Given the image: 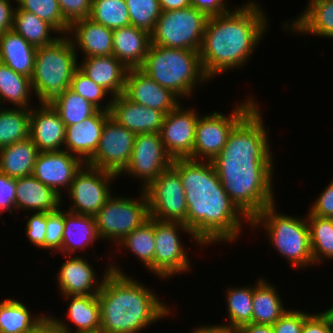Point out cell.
Returning <instances> with one entry per match:
<instances>
[{
    "instance_id": "cell-1",
    "label": "cell",
    "mask_w": 333,
    "mask_h": 333,
    "mask_svg": "<svg viewBox=\"0 0 333 333\" xmlns=\"http://www.w3.org/2000/svg\"><path fill=\"white\" fill-rule=\"evenodd\" d=\"M262 114L257 103L235 125L211 161L230 200L250 221L276 201L275 159Z\"/></svg>"
},
{
    "instance_id": "cell-2",
    "label": "cell",
    "mask_w": 333,
    "mask_h": 333,
    "mask_svg": "<svg viewBox=\"0 0 333 333\" xmlns=\"http://www.w3.org/2000/svg\"><path fill=\"white\" fill-rule=\"evenodd\" d=\"M171 167L184 187L186 226L204 248L237 242L246 224L250 229V220L230 200L211 161L177 158Z\"/></svg>"
},
{
    "instance_id": "cell-3",
    "label": "cell",
    "mask_w": 333,
    "mask_h": 333,
    "mask_svg": "<svg viewBox=\"0 0 333 333\" xmlns=\"http://www.w3.org/2000/svg\"><path fill=\"white\" fill-rule=\"evenodd\" d=\"M268 17L258 1L249 0L208 18L199 54L211 81L248 64L268 32Z\"/></svg>"
},
{
    "instance_id": "cell-4",
    "label": "cell",
    "mask_w": 333,
    "mask_h": 333,
    "mask_svg": "<svg viewBox=\"0 0 333 333\" xmlns=\"http://www.w3.org/2000/svg\"><path fill=\"white\" fill-rule=\"evenodd\" d=\"M109 264L111 271L97 294L100 333H142L147 327L174 315V308L160 299L150 286L126 274L120 264L114 261Z\"/></svg>"
},
{
    "instance_id": "cell-5",
    "label": "cell",
    "mask_w": 333,
    "mask_h": 333,
    "mask_svg": "<svg viewBox=\"0 0 333 333\" xmlns=\"http://www.w3.org/2000/svg\"><path fill=\"white\" fill-rule=\"evenodd\" d=\"M139 69L181 101L191 100L198 86L211 81L203 70L199 51L188 49L150 44Z\"/></svg>"
},
{
    "instance_id": "cell-6",
    "label": "cell",
    "mask_w": 333,
    "mask_h": 333,
    "mask_svg": "<svg viewBox=\"0 0 333 333\" xmlns=\"http://www.w3.org/2000/svg\"><path fill=\"white\" fill-rule=\"evenodd\" d=\"M276 206L275 202L266 206L250 221V229L254 231L262 227L268 244L290 267L300 270L315 266L306 213L304 218H299L278 212Z\"/></svg>"
},
{
    "instance_id": "cell-7",
    "label": "cell",
    "mask_w": 333,
    "mask_h": 333,
    "mask_svg": "<svg viewBox=\"0 0 333 333\" xmlns=\"http://www.w3.org/2000/svg\"><path fill=\"white\" fill-rule=\"evenodd\" d=\"M77 53L68 35L54 43L37 47L31 86L41 106H52L70 88L73 73L78 68Z\"/></svg>"
},
{
    "instance_id": "cell-8",
    "label": "cell",
    "mask_w": 333,
    "mask_h": 333,
    "mask_svg": "<svg viewBox=\"0 0 333 333\" xmlns=\"http://www.w3.org/2000/svg\"><path fill=\"white\" fill-rule=\"evenodd\" d=\"M138 190L137 199L113 193L94 216L101 241H110L116 246L131 231L150 219L145 192Z\"/></svg>"
},
{
    "instance_id": "cell-9",
    "label": "cell",
    "mask_w": 333,
    "mask_h": 333,
    "mask_svg": "<svg viewBox=\"0 0 333 333\" xmlns=\"http://www.w3.org/2000/svg\"><path fill=\"white\" fill-rule=\"evenodd\" d=\"M208 16L193 6L161 12L151 44L200 51Z\"/></svg>"
},
{
    "instance_id": "cell-10",
    "label": "cell",
    "mask_w": 333,
    "mask_h": 333,
    "mask_svg": "<svg viewBox=\"0 0 333 333\" xmlns=\"http://www.w3.org/2000/svg\"><path fill=\"white\" fill-rule=\"evenodd\" d=\"M188 234L196 246H204L196 239L193 232L181 222L159 221L154 219L155 253L154 275L165 281L175 275L192 271L191 260L180 234ZM180 236V237H179ZM181 238V239H180Z\"/></svg>"
},
{
    "instance_id": "cell-11",
    "label": "cell",
    "mask_w": 333,
    "mask_h": 333,
    "mask_svg": "<svg viewBox=\"0 0 333 333\" xmlns=\"http://www.w3.org/2000/svg\"><path fill=\"white\" fill-rule=\"evenodd\" d=\"M246 97L242 102L240 100L232 106L229 114L217 110L209 114H200L190 159L212 161L221 152L235 125L257 104L252 94Z\"/></svg>"
},
{
    "instance_id": "cell-12",
    "label": "cell",
    "mask_w": 333,
    "mask_h": 333,
    "mask_svg": "<svg viewBox=\"0 0 333 333\" xmlns=\"http://www.w3.org/2000/svg\"><path fill=\"white\" fill-rule=\"evenodd\" d=\"M117 179L114 173L85 164L66 192L72 203L68 211L95 216L113 194L112 183Z\"/></svg>"
},
{
    "instance_id": "cell-13",
    "label": "cell",
    "mask_w": 333,
    "mask_h": 333,
    "mask_svg": "<svg viewBox=\"0 0 333 333\" xmlns=\"http://www.w3.org/2000/svg\"><path fill=\"white\" fill-rule=\"evenodd\" d=\"M150 217L186 225L187 202L179 174L169 167L144 189Z\"/></svg>"
},
{
    "instance_id": "cell-14",
    "label": "cell",
    "mask_w": 333,
    "mask_h": 333,
    "mask_svg": "<svg viewBox=\"0 0 333 333\" xmlns=\"http://www.w3.org/2000/svg\"><path fill=\"white\" fill-rule=\"evenodd\" d=\"M172 161L160 133L136 134L130 161L118 177L137 178L136 180L141 182V187L138 188L144 190L163 171L172 166Z\"/></svg>"
},
{
    "instance_id": "cell-15",
    "label": "cell",
    "mask_w": 333,
    "mask_h": 333,
    "mask_svg": "<svg viewBox=\"0 0 333 333\" xmlns=\"http://www.w3.org/2000/svg\"><path fill=\"white\" fill-rule=\"evenodd\" d=\"M135 137L110 116L103 126L98 149L86 164L119 176L130 161Z\"/></svg>"
},
{
    "instance_id": "cell-16",
    "label": "cell",
    "mask_w": 333,
    "mask_h": 333,
    "mask_svg": "<svg viewBox=\"0 0 333 333\" xmlns=\"http://www.w3.org/2000/svg\"><path fill=\"white\" fill-rule=\"evenodd\" d=\"M180 103L165 115L160 131L166 152L172 159L189 158L193 153L199 112Z\"/></svg>"
},
{
    "instance_id": "cell-17",
    "label": "cell",
    "mask_w": 333,
    "mask_h": 333,
    "mask_svg": "<svg viewBox=\"0 0 333 333\" xmlns=\"http://www.w3.org/2000/svg\"><path fill=\"white\" fill-rule=\"evenodd\" d=\"M62 257L67 259L58 268L56 274V283L60 294L62 296L97 295L106 276L111 271L110 264L103 271L99 281L96 269H94L90 260H87L83 255H64Z\"/></svg>"
},
{
    "instance_id": "cell-18",
    "label": "cell",
    "mask_w": 333,
    "mask_h": 333,
    "mask_svg": "<svg viewBox=\"0 0 333 333\" xmlns=\"http://www.w3.org/2000/svg\"><path fill=\"white\" fill-rule=\"evenodd\" d=\"M86 163L68 151L39 152L32 175L63 197L76 174Z\"/></svg>"
},
{
    "instance_id": "cell-19",
    "label": "cell",
    "mask_w": 333,
    "mask_h": 333,
    "mask_svg": "<svg viewBox=\"0 0 333 333\" xmlns=\"http://www.w3.org/2000/svg\"><path fill=\"white\" fill-rule=\"evenodd\" d=\"M123 95L136 104L157 109L165 115L181 103L174 93L159 85L139 68L128 69Z\"/></svg>"
},
{
    "instance_id": "cell-20",
    "label": "cell",
    "mask_w": 333,
    "mask_h": 333,
    "mask_svg": "<svg viewBox=\"0 0 333 333\" xmlns=\"http://www.w3.org/2000/svg\"><path fill=\"white\" fill-rule=\"evenodd\" d=\"M66 126L52 106L34 105L30 110L29 138L39 152L64 150Z\"/></svg>"
},
{
    "instance_id": "cell-21",
    "label": "cell",
    "mask_w": 333,
    "mask_h": 333,
    "mask_svg": "<svg viewBox=\"0 0 333 333\" xmlns=\"http://www.w3.org/2000/svg\"><path fill=\"white\" fill-rule=\"evenodd\" d=\"M110 115L135 134L160 133L165 117L163 112L136 104L123 94L112 97Z\"/></svg>"
},
{
    "instance_id": "cell-22",
    "label": "cell",
    "mask_w": 333,
    "mask_h": 333,
    "mask_svg": "<svg viewBox=\"0 0 333 333\" xmlns=\"http://www.w3.org/2000/svg\"><path fill=\"white\" fill-rule=\"evenodd\" d=\"M110 112L98 110L84 121L66 126L64 150L87 163L98 149L101 133Z\"/></svg>"
},
{
    "instance_id": "cell-23",
    "label": "cell",
    "mask_w": 333,
    "mask_h": 333,
    "mask_svg": "<svg viewBox=\"0 0 333 333\" xmlns=\"http://www.w3.org/2000/svg\"><path fill=\"white\" fill-rule=\"evenodd\" d=\"M299 16L283 21L282 29L302 36L312 35L333 40V0H308Z\"/></svg>"
},
{
    "instance_id": "cell-24",
    "label": "cell",
    "mask_w": 333,
    "mask_h": 333,
    "mask_svg": "<svg viewBox=\"0 0 333 333\" xmlns=\"http://www.w3.org/2000/svg\"><path fill=\"white\" fill-rule=\"evenodd\" d=\"M68 36L71 38L77 56L97 57L112 55L113 30L98 24L89 17L74 21Z\"/></svg>"
},
{
    "instance_id": "cell-25",
    "label": "cell",
    "mask_w": 333,
    "mask_h": 333,
    "mask_svg": "<svg viewBox=\"0 0 333 333\" xmlns=\"http://www.w3.org/2000/svg\"><path fill=\"white\" fill-rule=\"evenodd\" d=\"M64 199L53 189L44 185L33 175L16 179V211L46 212L57 211ZM62 202V203H61Z\"/></svg>"
},
{
    "instance_id": "cell-26",
    "label": "cell",
    "mask_w": 333,
    "mask_h": 333,
    "mask_svg": "<svg viewBox=\"0 0 333 333\" xmlns=\"http://www.w3.org/2000/svg\"><path fill=\"white\" fill-rule=\"evenodd\" d=\"M69 304L67 307V322L60 317L48 316L61 328L70 333H100V302L97 295L62 296ZM74 325L75 331L71 328Z\"/></svg>"
},
{
    "instance_id": "cell-27",
    "label": "cell",
    "mask_w": 333,
    "mask_h": 333,
    "mask_svg": "<svg viewBox=\"0 0 333 333\" xmlns=\"http://www.w3.org/2000/svg\"><path fill=\"white\" fill-rule=\"evenodd\" d=\"M78 68L110 96L123 94L128 68L115 56L82 57Z\"/></svg>"
},
{
    "instance_id": "cell-28",
    "label": "cell",
    "mask_w": 333,
    "mask_h": 333,
    "mask_svg": "<svg viewBox=\"0 0 333 333\" xmlns=\"http://www.w3.org/2000/svg\"><path fill=\"white\" fill-rule=\"evenodd\" d=\"M64 210V232L62 247L59 254L78 255V251L85 253L101 238L98 233L95 218L91 215L76 214Z\"/></svg>"
},
{
    "instance_id": "cell-29",
    "label": "cell",
    "mask_w": 333,
    "mask_h": 333,
    "mask_svg": "<svg viewBox=\"0 0 333 333\" xmlns=\"http://www.w3.org/2000/svg\"><path fill=\"white\" fill-rule=\"evenodd\" d=\"M151 44L150 34L133 25L113 30L112 55L128 69L140 68Z\"/></svg>"
},
{
    "instance_id": "cell-30",
    "label": "cell",
    "mask_w": 333,
    "mask_h": 333,
    "mask_svg": "<svg viewBox=\"0 0 333 333\" xmlns=\"http://www.w3.org/2000/svg\"><path fill=\"white\" fill-rule=\"evenodd\" d=\"M36 49L13 29L0 34V62L29 78L34 71Z\"/></svg>"
},
{
    "instance_id": "cell-31",
    "label": "cell",
    "mask_w": 333,
    "mask_h": 333,
    "mask_svg": "<svg viewBox=\"0 0 333 333\" xmlns=\"http://www.w3.org/2000/svg\"><path fill=\"white\" fill-rule=\"evenodd\" d=\"M256 280L253 284L252 323L273 325L288 308L276 290L277 286L261 276Z\"/></svg>"
},
{
    "instance_id": "cell-32",
    "label": "cell",
    "mask_w": 333,
    "mask_h": 333,
    "mask_svg": "<svg viewBox=\"0 0 333 333\" xmlns=\"http://www.w3.org/2000/svg\"><path fill=\"white\" fill-rule=\"evenodd\" d=\"M33 314L23 301L5 298L0 301V332L34 333L48 314Z\"/></svg>"
},
{
    "instance_id": "cell-33",
    "label": "cell",
    "mask_w": 333,
    "mask_h": 333,
    "mask_svg": "<svg viewBox=\"0 0 333 333\" xmlns=\"http://www.w3.org/2000/svg\"><path fill=\"white\" fill-rule=\"evenodd\" d=\"M39 151L30 138L0 148V172L10 178L32 175Z\"/></svg>"
},
{
    "instance_id": "cell-34",
    "label": "cell",
    "mask_w": 333,
    "mask_h": 333,
    "mask_svg": "<svg viewBox=\"0 0 333 333\" xmlns=\"http://www.w3.org/2000/svg\"><path fill=\"white\" fill-rule=\"evenodd\" d=\"M34 96L31 78L15 72L9 66L0 62V104L7 107L9 103L13 108L33 107L31 96ZM8 101V102H7ZM5 102V103H4ZM5 104V105H4Z\"/></svg>"
},
{
    "instance_id": "cell-35",
    "label": "cell",
    "mask_w": 333,
    "mask_h": 333,
    "mask_svg": "<svg viewBox=\"0 0 333 333\" xmlns=\"http://www.w3.org/2000/svg\"><path fill=\"white\" fill-rule=\"evenodd\" d=\"M13 30L35 47L52 44L61 37L52 25L32 12L21 10L17 5L14 11Z\"/></svg>"
},
{
    "instance_id": "cell-36",
    "label": "cell",
    "mask_w": 333,
    "mask_h": 333,
    "mask_svg": "<svg viewBox=\"0 0 333 333\" xmlns=\"http://www.w3.org/2000/svg\"><path fill=\"white\" fill-rule=\"evenodd\" d=\"M116 247L117 250L120 248L125 252H131L150 274H154V219L150 217L142 226L131 231L114 247L115 251Z\"/></svg>"
},
{
    "instance_id": "cell-37",
    "label": "cell",
    "mask_w": 333,
    "mask_h": 333,
    "mask_svg": "<svg viewBox=\"0 0 333 333\" xmlns=\"http://www.w3.org/2000/svg\"><path fill=\"white\" fill-rule=\"evenodd\" d=\"M225 293L227 324L219 323L237 331L241 326L252 322L253 311V285L227 287Z\"/></svg>"
},
{
    "instance_id": "cell-38",
    "label": "cell",
    "mask_w": 333,
    "mask_h": 333,
    "mask_svg": "<svg viewBox=\"0 0 333 333\" xmlns=\"http://www.w3.org/2000/svg\"><path fill=\"white\" fill-rule=\"evenodd\" d=\"M310 233L312 257L316 267L325 260H333V220L306 214ZM318 265V266H317Z\"/></svg>"
},
{
    "instance_id": "cell-39",
    "label": "cell",
    "mask_w": 333,
    "mask_h": 333,
    "mask_svg": "<svg viewBox=\"0 0 333 333\" xmlns=\"http://www.w3.org/2000/svg\"><path fill=\"white\" fill-rule=\"evenodd\" d=\"M29 108L0 109V148L29 138Z\"/></svg>"
},
{
    "instance_id": "cell-40",
    "label": "cell",
    "mask_w": 333,
    "mask_h": 333,
    "mask_svg": "<svg viewBox=\"0 0 333 333\" xmlns=\"http://www.w3.org/2000/svg\"><path fill=\"white\" fill-rule=\"evenodd\" d=\"M89 18L112 30L130 25L126 0H92Z\"/></svg>"
},
{
    "instance_id": "cell-41",
    "label": "cell",
    "mask_w": 333,
    "mask_h": 333,
    "mask_svg": "<svg viewBox=\"0 0 333 333\" xmlns=\"http://www.w3.org/2000/svg\"><path fill=\"white\" fill-rule=\"evenodd\" d=\"M52 107L59 113L65 126L80 123L99 110L70 88L66 89L65 94Z\"/></svg>"
},
{
    "instance_id": "cell-42",
    "label": "cell",
    "mask_w": 333,
    "mask_h": 333,
    "mask_svg": "<svg viewBox=\"0 0 333 333\" xmlns=\"http://www.w3.org/2000/svg\"><path fill=\"white\" fill-rule=\"evenodd\" d=\"M16 5L21 10L34 13L61 35H68L70 24L64 19L57 0H16Z\"/></svg>"
},
{
    "instance_id": "cell-43",
    "label": "cell",
    "mask_w": 333,
    "mask_h": 333,
    "mask_svg": "<svg viewBox=\"0 0 333 333\" xmlns=\"http://www.w3.org/2000/svg\"><path fill=\"white\" fill-rule=\"evenodd\" d=\"M70 89L81 95L84 99L92 103L99 110L110 112L112 96L92 79L86 76L79 68L73 73ZM108 97L107 99H105ZM111 97V98H110ZM105 99V102L103 101Z\"/></svg>"
},
{
    "instance_id": "cell-44",
    "label": "cell",
    "mask_w": 333,
    "mask_h": 333,
    "mask_svg": "<svg viewBox=\"0 0 333 333\" xmlns=\"http://www.w3.org/2000/svg\"><path fill=\"white\" fill-rule=\"evenodd\" d=\"M126 4L130 25L151 34L161 14L159 0H126Z\"/></svg>"
},
{
    "instance_id": "cell-45",
    "label": "cell",
    "mask_w": 333,
    "mask_h": 333,
    "mask_svg": "<svg viewBox=\"0 0 333 333\" xmlns=\"http://www.w3.org/2000/svg\"><path fill=\"white\" fill-rule=\"evenodd\" d=\"M64 232V210L62 206L54 212L47 213V227L45 235V251L53 257L62 247Z\"/></svg>"
},
{
    "instance_id": "cell-46",
    "label": "cell",
    "mask_w": 333,
    "mask_h": 333,
    "mask_svg": "<svg viewBox=\"0 0 333 333\" xmlns=\"http://www.w3.org/2000/svg\"><path fill=\"white\" fill-rule=\"evenodd\" d=\"M26 214L25 234L29 242L37 249H45V235L47 227L46 212H30ZM28 214V215H27Z\"/></svg>"
},
{
    "instance_id": "cell-47",
    "label": "cell",
    "mask_w": 333,
    "mask_h": 333,
    "mask_svg": "<svg viewBox=\"0 0 333 333\" xmlns=\"http://www.w3.org/2000/svg\"><path fill=\"white\" fill-rule=\"evenodd\" d=\"M304 310L288 308L273 324L274 333H302L304 320L310 315Z\"/></svg>"
},
{
    "instance_id": "cell-48",
    "label": "cell",
    "mask_w": 333,
    "mask_h": 333,
    "mask_svg": "<svg viewBox=\"0 0 333 333\" xmlns=\"http://www.w3.org/2000/svg\"><path fill=\"white\" fill-rule=\"evenodd\" d=\"M64 19L71 25L74 21L90 15L92 0H57Z\"/></svg>"
},
{
    "instance_id": "cell-49",
    "label": "cell",
    "mask_w": 333,
    "mask_h": 333,
    "mask_svg": "<svg viewBox=\"0 0 333 333\" xmlns=\"http://www.w3.org/2000/svg\"><path fill=\"white\" fill-rule=\"evenodd\" d=\"M16 179L10 178L0 172V217L3 212L16 216L15 205ZM14 214V215H13Z\"/></svg>"
},
{
    "instance_id": "cell-50",
    "label": "cell",
    "mask_w": 333,
    "mask_h": 333,
    "mask_svg": "<svg viewBox=\"0 0 333 333\" xmlns=\"http://www.w3.org/2000/svg\"><path fill=\"white\" fill-rule=\"evenodd\" d=\"M312 312L303 324L302 333H333V317L327 311Z\"/></svg>"
},
{
    "instance_id": "cell-51",
    "label": "cell",
    "mask_w": 333,
    "mask_h": 333,
    "mask_svg": "<svg viewBox=\"0 0 333 333\" xmlns=\"http://www.w3.org/2000/svg\"><path fill=\"white\" fill-rule=\"evenodd\" d=\"M308 210L312 215L317 217H333V178L319 194L318 198H315V201L312 202Z\"/></svg>"
},
{
    "instance_id": "cell-52",
    "label": "cell",
    "mask_w": 333,
    "mask_h": 333,
    "mask_svg": "<svg viewBox=\"0 0 333 333\" xmlns=\"http://www.w3.org/2000/svg\"><path fill=\"white\" fill-rule=\"evenodd\" d=\"M191 6L205 13L208 17L226 13L231 7L227 0H190Z\"/></svg>"
},
{
    "instance_id": "cell-53",
    "label": "cell",
    "mask_w": 333,
    "mask_h": 333,
    "mask_svg": "<svg viewBox=\"0 0 333 333\" xmlns=\"http://www.w3.org/2000/svg\"><path fill=\"white\" fill-rule=\"evenodd\" d=\"M15 5L11 0H0V34L13 29Z\"/></svg>"
},
{
    "instance_id": "cell-54",
    "label": "cell",
    "mask_w": 333,
    "mask_h": 333,
    "mask_svg": "<svg viewBox=\"0 0 333 333\" xmlns=\"http://www.w3.org/2000/svg\"><path fill=\"white\" fill-rule=\"evenodd\" d=\"M235 333H274L273 325L250 323L241 326Z\"/></svg>"
},
{
    "instance_id": "cell-55",
    "label": "cell",
    "mask_w": 333,
    "mask_h": 333,
    "mask_svg": "<svg viewBox=\"0 0 333 333\" xmlns=\"http://www.w3.org/2000/svg\"><path fill=\"white\" fill-rule=\"evenodd\" d=\"M189 333H235V331L221 324L201 325L200 323V326L194 327V329Z\"/></svg>"
},
{
    "instance_id": "cell-56",
    "label": "cell",
    "mask_w": 333,
    "mask_h": 333,
    "mask_svg": "<svg viewBox=\"0 0 333 333\" xmlns=\"http://www.w3.org/2000/svg\"><path fill=\"white\" fill-rule=\"evenodd\" d=\"M38 333H70V332L58 326L49 316H47L39 324Z\"/></svg>"
},
{
    "instance_id": "cell-57",
    "label": "cell",
    "mask_w": 333,
    "mask_h": 333,
    "mask_svg": "<svg viewBox=\"0 0 333 333\" xmlns=\"http://www.w3.org/2000/svg\"><path fill=\"white\" fill-rule=\"evenodd\" d=\"M161 12L183 9L191 6L190 0H159Z\"/></svg>"
},
{
    "instance_id": "cell-58",
    "label": "cell",
    "mask_w": 333,
    "mask_h": 333,
    "mask_svg": "<svg viewBox=\"0 0 333 333\" xmlns=\"http://www.w3.org/2000/svg\"><path fill=\"white\" fill-rule=\"evenodd\" d=\"M326 310L332 315L333 317V305L330 306V308H326Z\"/></svg>"
}]
</instances>
